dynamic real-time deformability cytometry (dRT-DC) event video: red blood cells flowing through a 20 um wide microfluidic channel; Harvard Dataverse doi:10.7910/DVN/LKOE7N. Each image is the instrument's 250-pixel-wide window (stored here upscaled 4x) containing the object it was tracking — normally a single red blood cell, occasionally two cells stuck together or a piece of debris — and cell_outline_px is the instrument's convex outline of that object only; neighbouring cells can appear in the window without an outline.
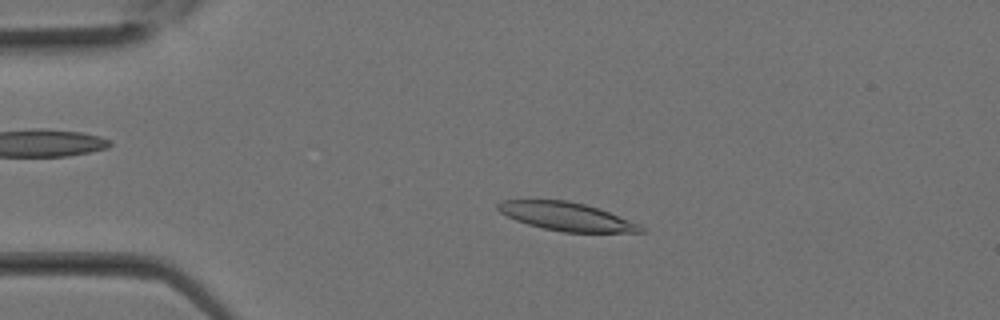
{"species": "Egyptian fruit bat (a non-hibernating species)", "species_latin": "Rousettus aegyptiacus", "temperature_condition": "room temperature", "stored_images_in_passage": 12, "camera_frame_rate_fps": 3000, "um_per_image_px": 0.085, "animal": {"sex": "female"}, "frame": {"image": 1, "passage_image": 6, "time_ms": 1.667, "image_size_px": [1000, 320], "cell_outline_px": [[648, 232], [564, 232], [544, 228], [528, 224], [516, 220], [500, 212], [496, 208], [496, 204], [500, 200], [568, 200], [584, 204], [608, 212], [640, 224]], "centroid_in_image_um": [48.14, 18.4], "position_along_channel_um": 36.9, "area_um2": 23.35}}
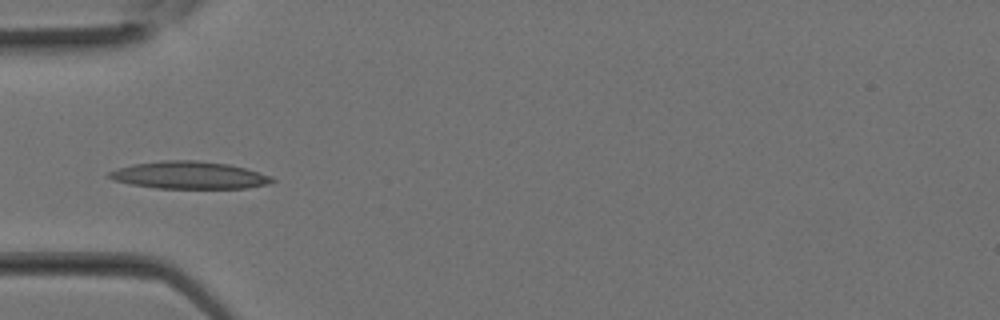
{"frame": {"image": 2, "passage_image": 9, "time_ms": 2.667, "image_size_px": [1000, 320], "cell_outline_px": [[276, 180], [268, 184], [248, 188], [156, 188], [132, 184], [112, 180], [104, 176], [108, 172], [132, 164], [160, 160], [196, 160], [228, 164], [244, 168], [272, 176]], "centroid_in_image_um": [16.06, 14.89], "position_along_channel_um": 68.9, "area_um2": 26.07}}
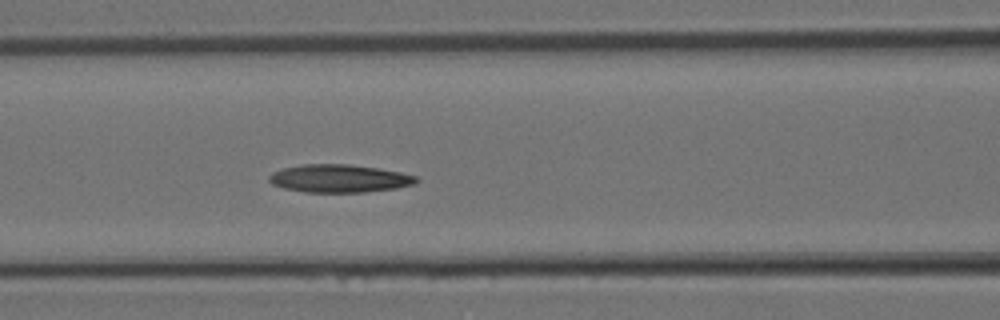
{"frame": {"image": 3, "passage_image": 12, "time_ms": 3.667, "image_size_px": [1000, 320], "cell_outline_px": [[420, 180], [416, 184], [396, 188], [364, 192], [304, 192], [284, 188], [272, 184], [268, 180], [268, 176], [272, 172], [284, 168], [300, 164], [348, 164], [376, 168], [400, 172], [416, 176]], "centroid_in_image_um": [28.83, 15.17], "position_along_channel_um": 137.8, "area_um2": 23.99}}